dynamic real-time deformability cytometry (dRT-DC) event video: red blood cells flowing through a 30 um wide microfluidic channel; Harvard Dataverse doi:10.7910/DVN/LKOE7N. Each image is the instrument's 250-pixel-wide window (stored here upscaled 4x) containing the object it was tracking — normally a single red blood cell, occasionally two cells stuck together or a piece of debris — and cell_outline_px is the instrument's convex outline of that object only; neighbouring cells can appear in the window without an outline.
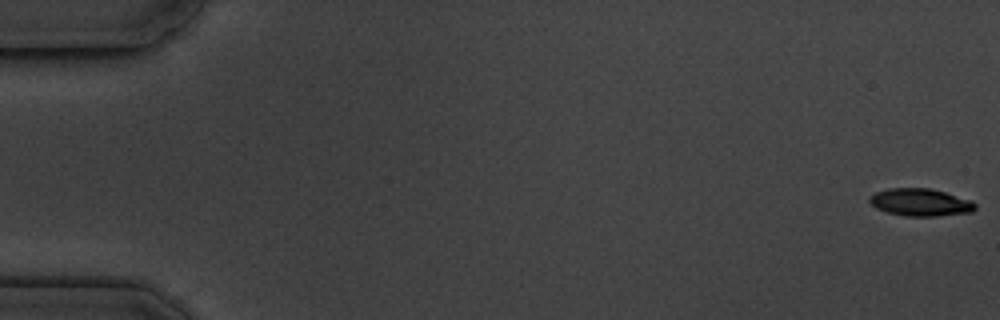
{"species": "common noctule bat (a hibernating species)", "species_latin": "Nyctalus noctula", "temperature_condition": "cold", "stored_images_in_passage": 12, "camera_frame_rate_fps": 3000, "um_per_image_px": 0.085, "animal": {"sex": "male", "body_mass_g": 19.5, "forearm_length_mm": 54.6}, "frame": {"image": 1, "passage_image": 1, "time_ms": 0.0, "image_size_px": [1000, 320], "cell_outline_px": [[976, 208], [972, 212], [936, 216], [904, 216], [888, 212], [876, 208], [868, 200], [868, 196], [876, 192], [888, 188], [928, 188], [944, 192], [968, 200], [976, 204]], "centroid_in_image_um": [78.19, 17.2], "position_along_channel_um": 6.8, "area_um2": 16.76}}
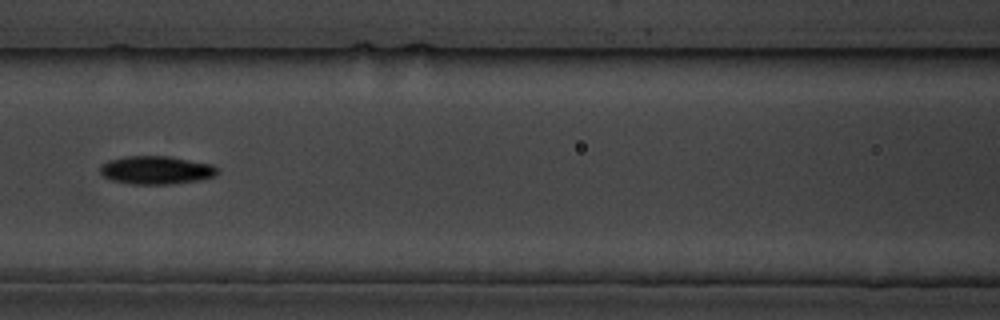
{"frame": {"image": 2, "passage_image": 8, "time_ms": 8.333, "image_size_px": [1000, 320], "cell_outline_px": [[220, 172], [216, 176], [200, 180], [172, 184], [132, 184], [112, 180], [104, 176], [100, 172], [100, 164], [108, 160], [124, 156], [168, 156], [212, 164]], "centroid_in_image_um": [13.28, 14.46], "position_along_channel_um": 153.3, "area_um2": 19.42}}
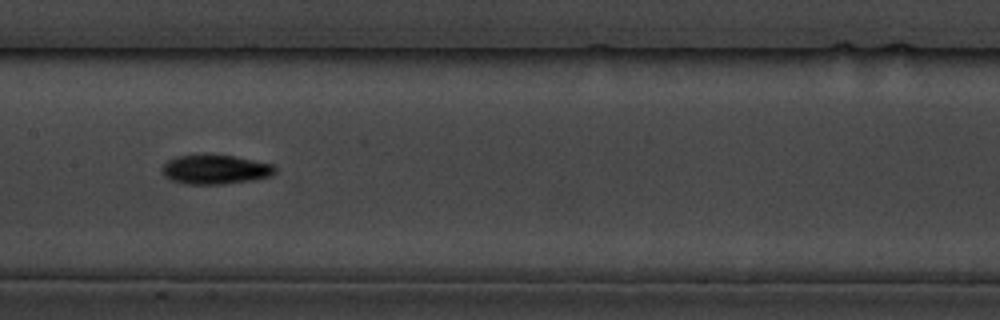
{"frame": {"image": 3, "passage_image": 9, "time_ms": 9.333, "image_size_px": [1000, 320], "cell_outline_px": [[276, 172], [272, 176], [256, 180], [224, 184], [184, 184], [172, 180], [164, 176], [160, 172], [160, 168], [168, 160], [176, 156], [236, 156], [272, 164], [276, 168]], "centroid_in_image_um": [18.31, 14.43], "position_along_channel_um": 189.1, "area_um2": 19.31}}